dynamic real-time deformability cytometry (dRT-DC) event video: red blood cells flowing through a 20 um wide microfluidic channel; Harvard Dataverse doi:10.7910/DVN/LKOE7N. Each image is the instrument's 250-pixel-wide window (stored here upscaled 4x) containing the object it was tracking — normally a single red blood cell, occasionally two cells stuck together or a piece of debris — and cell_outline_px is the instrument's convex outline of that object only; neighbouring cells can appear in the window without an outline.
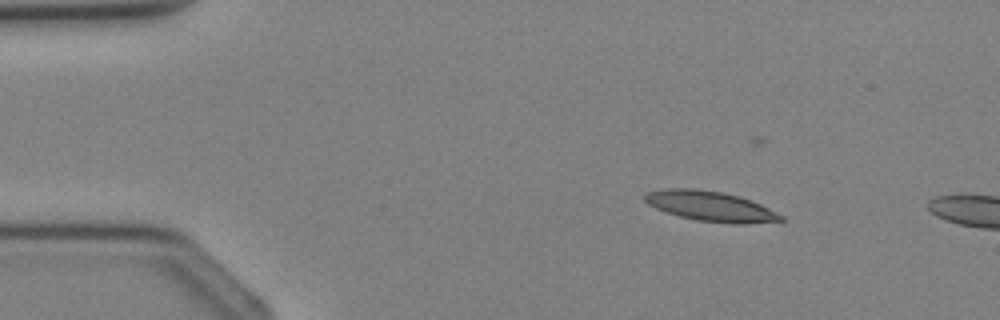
{"species": "Egyptian fruit bat (a non-hibernating species)", "species_latin": "Rousettus aegyptiacus", "temperature_condition": "cold", "stored_images_in_passage": 2, "camera_frame_rate_fps": 3000, "um_per_image_px": 0.085, "animal": {"sex": "female"}, "frame": {"image": 1, "passage_image": 1, "time_ms": 0.0, "image_size_px": [1000, 320], "cell_outline_px": [[784, 220], [744, 224], [736, 224], [696, 220], [680, 216], [656, 208], [648, 204], [644, 200], [644, 192], [664, 188], [696, 188], [724, 192], [740, 196], [752, 200], [784, 216]], "centroid_in_image_um": [60.38, 17.51], "position_along_channel_um": 24.6, "area_um2": 23.93}}